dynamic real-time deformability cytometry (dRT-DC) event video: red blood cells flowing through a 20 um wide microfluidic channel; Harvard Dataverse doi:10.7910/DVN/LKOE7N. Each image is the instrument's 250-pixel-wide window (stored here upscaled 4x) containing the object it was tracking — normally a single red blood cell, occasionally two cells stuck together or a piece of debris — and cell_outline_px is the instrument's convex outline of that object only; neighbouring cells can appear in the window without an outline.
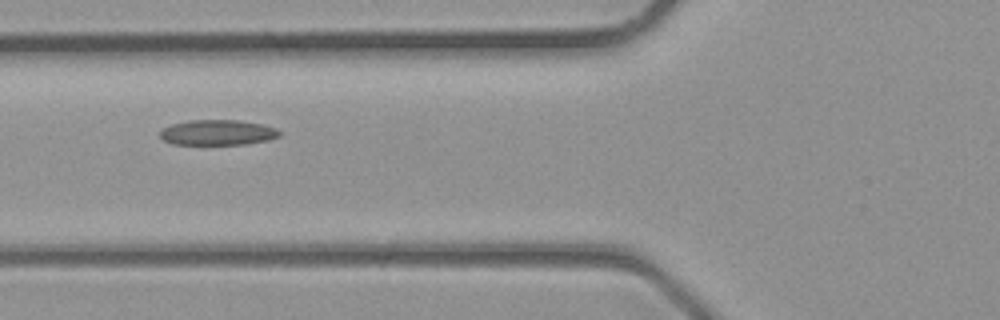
{"species": "common noctule bat (a hibernating species)", "species_latin": "Nyctalus noctula", "temperature_condition": "room temperature", "stored_images_in_passage": 4, "camera_frame_rate_fps": 3000, "um_per_image_px": 0.085, "animal": {"sex": "male", "body_mass_g": 23.1, "forearm_length_mm": 52.7}, "frame": {"image": 1, "passage_image": 4, "time_ms": 1.0, "image_size_px": [1000, 320], "cell_outline_px": [[280, 136], [268, 140], [244, 144], [172, 144], [164, 140], [160, 136], [160, 132], [164, 128], [172, 124], [188, 120], [240, 120], [264, 124], [276, 128], [280, 132]], "centroid_in_image_um": [18.52, 11.25], "position_along_channel_um": 107.3, "area_um2": 17.63}}